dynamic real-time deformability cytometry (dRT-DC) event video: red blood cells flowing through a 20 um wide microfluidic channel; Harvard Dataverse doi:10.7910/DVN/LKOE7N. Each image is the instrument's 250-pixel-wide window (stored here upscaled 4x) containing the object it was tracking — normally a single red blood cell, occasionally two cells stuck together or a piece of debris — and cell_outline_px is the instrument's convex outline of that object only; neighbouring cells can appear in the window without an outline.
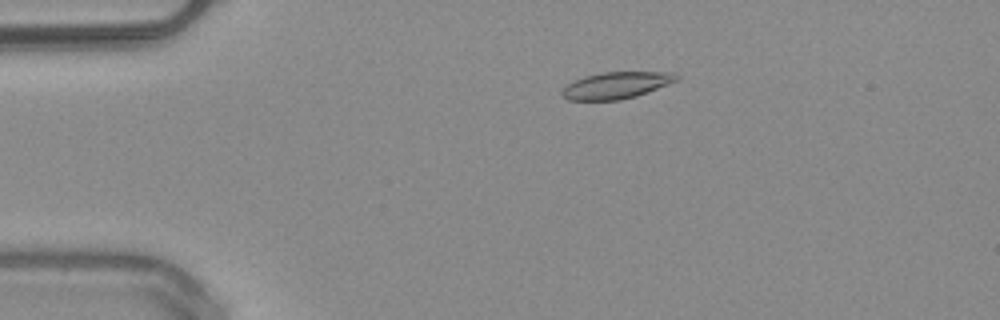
{"species": "common noctule bat (a hibernating species)", "species_latin": "Nyctalus noctula", "temperature_condition": "warm", "stored_images_in_passage": 51, "camera_frame_rate_fps": 3000, "um_per_image_px": 0.085, "animal": {"sex": "male", "body_mass_g": 20.4}, "frame": {"image": 1, "passage_image": 11, "time_ms": 3.333, "image_size_px": [1000, 320], "cell_outline_px": [[680, 76], [676, 80], [668, 84], [636, 96], [620, 100], [568, 100], [560, 92], [572, 80], [584, 76], [600, 72], [676, 72]], "centroid_in_image_um": [52.37, 7.24], "position_along_channel_um": 32.6, "area_um2": 17.8}}
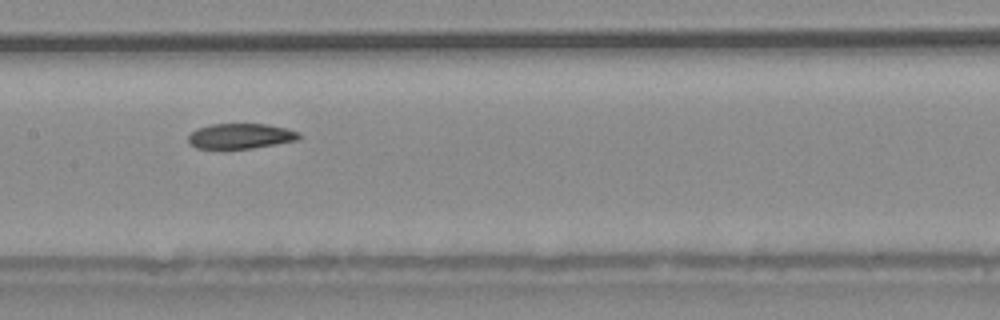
{"frame": {"image": 2, "passage_image": 26, "time_ms": 8.333, "image_size_px": [1000, 320], "cell_outline_px": [[300, 140], [252, 148], [224, 152], [196, 148], [188, 144], [188, 136], [196, 128], [212, 124], [268, 124], [288, 128], [300, 132]], "centroid_in_image_um": [20.4, 11.61], "position_along_channel_um": 187.0, "area_um2": 17.22}}
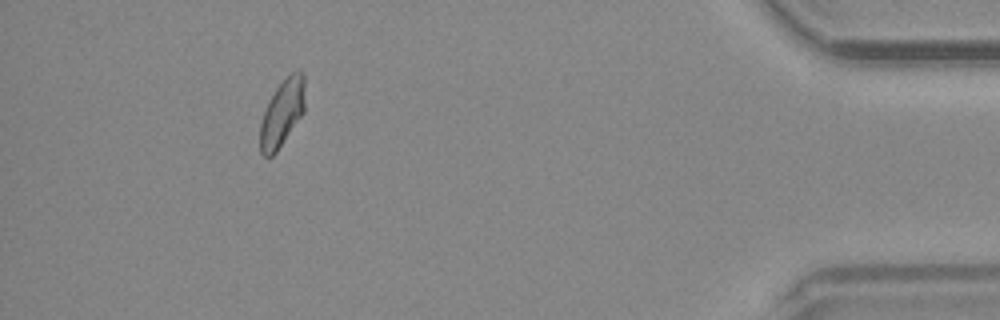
{"frame": {"image": 3, "passage_image": 47, "time_ms": 15.333, "image_size_px": [1000, 320], "cell_outline_px": [[304, 112], [276, 152], [272, 156], [264, 156], [260, 152], [260, 124], [268, 100], [276, 88], [292, 72], [300, 68], [304, 72]], "centroid_in_image_um": [23.99, 9.58], "position_along_channel_um": 411.2, "area_um2": 17.4}, "authors_computed_cell_mechanics": {"area_um2": 17.629, "velocity_mm_per_s": 4.0335, "shape_relaxation_time_tau1_ms": 11.1522, "shape_relaxation_time_tau2_ms": 6.9008, "deformation_change_tau1": 0.2086, "deformation_change_tau2": 0.1186}}